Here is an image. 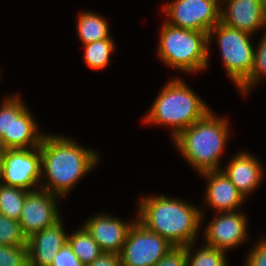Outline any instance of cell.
Here are the masks:
<instances>
[{
  "label": "cell",
  "instance_id": "cell-1",
  "mask_svg": "<svg viewBox=\"0 0 266 266\" xmlns=\"http://www.w3.org/2000/svg\"><path fill=\"white\" fill-rule=\"evenodd\" d=\"M39 148L41 168L48 179L42 181L40 189L58 196L68 193L98 161L95 151L58 135H44Z\"/></svg>",
  "mask_w": 266,
  "mask_h": 266
},
{
  "label": "cell",
  "instance_id": "cell-2",
  "mask_svg": "<svg viewBox=\"0 0 266 266\" xmlns=\"http://www.w3.org/2000/svg\"><path fill=\"white\" fill-rule=\"evenodd\" d=\"M138 213V222L174 247L194 244L203 218V211L193 205L164 195L141 199Z\"/></svg>",
  "mask_w": 266,
  "mask_h": 266
},
{
  "label": "cell",
  "instance_id": "cell-3",
  "mask_svg": "<svg viewBox=\"0 0 266 266\" xmlns=\"http://www.w3.org/2000/svg\"><path fill=\"white\" fill-rule=\"evenodd\" d=\"M227 120L209 111L174 139L184 158L200 173L218 171L220 154L228 139Z\"/></svg>",
  "mask_w": 266,
  "mask_h": 266
},
{
  "label": "cell",
  "instance_id": "cell-4",
  "mask_svg": "<svg viewBox=\"0 0 266 266\" xmlns=\"http://www.w3.org/2000/svg\"><path fill=\"white\" fill-rule=\"evenodd\" d=\"M209 111L210 109L195 92L178 78L168 82L161 90L144 121L172 126L175 138Z\"/></svg>",
  "mask_w": 266,
  "mask_h": 266
},
{
  "label": "cell",
  "instance_id": "cell-5",
  "mask_svg": "<svg viewBox=\"0 0 266 266\" xmlns=\"http://www.w3.org/2000/svg\"><path fill=\"white\" fill-rule=\"evenodd\" d=\"M208 33L172 26L165 22L161 28L159 57L175 69L194 72L208 65Z\"/></svg>",
  "mask_w": 266,
  "mask_h": 266
},
{
  "label": "cell",
  "instance_id": "cell-6",
  "mask_svg": "<svg viewBox=\"0 0 266 266\" xmlns=\"http://www.w3.org/2000/svg\"><path fill=\"white\" fill-rule=\"evenodd\" d=\"M213 34L218 36L228 75L239 87L252 72L255 49L249 40L251 34L228 27L221 22L208 32V41Z\"/></svg>",
  "mask_w": 266,
  "mask_h": 266
},
{
  "label": "cell",
  "instance_id": "cell-7",
  "mask_svg": "<svg viewBox=\"0 0 266 266\" xmlns=\"http://www.w3.org/2000/svg\"><path fill=\"white\" fill-rule=\"evenodd\" d=\"M36 124L19 97L3 101L0 107V137L7 150L39 147L44 135L39 134Z\"/></svg>",
  "mask_w": 266,
  "mask_h": 266
},
{
  "label": "cell",
  "instance_id": "cell-8",
  "mask_svg": "<svg viewBox=\"0 0 266 266\" xmlns=\"http://www.w3.org/2000/svg\"><path fill=\"white\" fill-rule=\"evenodd\" d=\"M173 247L165 238L149 231L136 219L119 256L122 266H153Z\"/></svg>",
  "mask_w": 266,
  "mask_h": 266
},
{
  "label": "cell",
  "instance_id": "cell-9",
  "mask_svg": "<svg viewBox=\"0 0 266 266\" xmlns=\"http://www.w3.org/2000/svg\"><path fill=\"white\" fill-rule=\"evenodd\" d=\"M221 1V0H220ZM219 0H175L163 7L168 24L196 31L209 32L220 22Z\"/></svg>",
  "mask_w": 266,
  "mask_h": 266
},
{
  "label": "cell",
  "instance_id": "cell-10",
  "mask_svg": "<svg viewBox=\"0 0 266 266\" xmlns=\"http://www.w3.org/2000/svg\"><path fill=\"white\" fill-rule=\"evenodd\" d=\"M0 162L5 185L31 192V187L43 179L39 147L8 149Z\"/></svg>",
  "mask_w": 266,
  "mask_h": 266
},
{
  "label": "cell",
  "instance_id": "cell-11",
  "mask_svg": "<svg viewBox=\"0 0 266 266\" xmlns=\"http://www.w3.org/2000/svg\"><path fill=\"white\" fill-rule=\"evenodd\" d=\"M56 197L59 196L43 189H35L26 195L18 222L27 239L60 220Z\"/></svg>",
  "mask_w": 266,
  "mask_h": 266
},
{
  "label": "cell",
  "instance_id": "cell-12",
  "mask_svg": "<svg viewBox=\"0 0 266 266\" xmlns=\"http://www.w3.org/2000/svg\"><path fill=\"white\" fill-rule=\"evenodd\" d=\"M205 229L206 246L220 250L232 249L247 237V219L239 212L221 213Z\"/></svg>",
  "mask_w": 266,
  "mask_h": 266
},
{
  "label": "cell",
  "instance_id": "cell-13",
  "mask_svg": "<svg viewBox=\"0 0 266 266\" xmlns=\"http://www.w3.org/2000/svg\"><path fill=\"white\" fill-rule=\"evenodd\" d=\"M61 219L53 226L36 232L27 239L28 266H50L61 247L68 242Z\"/></svg>",
  "mask_w": 266,
  "mask_h": 266
},
{
  "label": "cell",
  "instance_id": "cell-14",
  "mask_svg": "<svg viewBox=\"0 0 266 266\" xmlns=\"http://www.w3.org/2000/svg\"><path fill=\"white\" fill-rule=\"evenodd\" d=\"M227 5L220 10V22L224 25L249 34L266 26L261 0H228Z\"/></svg>",
  "mask_w": 266,
  "mask_h": 266
},
{
  "label": "cell",
  "instance_id": "cell-15",
  "mask_svg": "<svg viewBox=\"0 0 266 266\" xmlns=\"http://www.w3.org/2000/svg\"><path fill=\"white\" fill-rule=\"evenodd\" d=\"M132 225L133 223H125L113 216L95 215L86 221L84 227L102 252L119 254Z\"/></svg>",
  "mask_w": 266,
  "mask_h": 266
},
{
  "label": "cell",
  "instance_id": "cell-16",
  "mask_svg": "<svg viewBox=\"0 0 266 266\" xmlns=\"http://www.w3.org/2000/svg\"><path fill=\"white\" fill-rule=\"evenodd\" d=\"M209 181L206 190V201L213 209L224 213L234 212L244 201V196L230 181L223 171H208L201 173Z\"/></svg>",
  "mask_w": 266,
  "mask_h": 266
},
{
  "label": "cell",
  "instance_id": "cell-17",
  "mask_svg": "<svg viewBox=\"0 0 266 266\" xmlns=\"http://www.w3.org/2000/svg\"><path fill=\"white\" fill-rule=\"evenodd\" d=\"M225 168L223 172L244 197L258 187L263 176L260 162L246 152L236 154Z\"/></svg>",
  "mask_w": 266,
  "mask_h": 266
},
{
  "label": "cell",
  "instance_id": "cell-18",
  "mask_svg": "<svg viewBox=\"0 0 266 266\" xmlns=\"http://www.w3.org/2000/svg\"><path fill=\"white\" fill-rule=\"evenodd\" d=\"M78 17L77 32L83 45L103 39H112L109 37L106 20L99 14L84 12Z\"/></svg>",
  "mask_w": 266,
  "mask_h": 266
},
{
  "label": "cell",
  "instance_id": "cell-19",
  "mask_svg": "<svg viewBox=\"0 0 266 266\" xmlns=\"http://www.w3.org/2000/svg\"><path fill=\"white\" fill-rule=\"evenodd\" d=\"M68 243L85 266L92 263L103 253L84 226L68 236Z\"/></svg>",
  "mask_w": 266,
  "mask_h": 266
},
{
  "label": "cell",
  "instance_id": "cell-20",
  "mask_svg": "<svg viewBox=\"0 0 266 266\" xmlns=\"http://www.w3.org/2000/svg\"><path fill=\"white\" fill-rule=\"evenodd\" d=\"M28 193L26 190L4 184L0 188V212L8 218L19 220Z\"/></svg>",
  "mask_w": 266,
  "mask_h": 266
},
{
  "label": "cell",
  "instance_id": "cell-21",
  "mask_svg": "<svg viewBox=\"0 0 266 266\" xmlns=\"http://www.w3.org/2000/svg\"><path fill=\"white\" fill-rule=\"evenodd\" d=\"M84 61L92 69H103L109 64L110 54L114 50L112 39H103L84 45Z\"/></svg>",
  "mask_w": 266,
  "mask_h": 266
},
{
  "label": "cell",
  "instance_id": "cell-22",
  "mask_svg": "<svg viewBox=\"0 0 266 266\" xmlns=\"http://www.w3.org/2000/svg\"><path fill=\"white\" fill-rule=\"evenodd\" d=\"M192 245L186 246L187 266H227L226 255L223 250L203 246L195 254H192Z\"/></svg>",
  "mask_w": 266,
  "mask_h": 266
},
{
  "label": "cell",
  "instance_id": "cell-23",
  "mask_svg": "<svg viewBox=\"0 0 266 266\" xmlns=\"http://www.w3.org/2000/svg\"><path fill=\"white\" fill-rule=\"evenodd\" d=\"M27 238L18 220L6 217L0 212V245H26Z\"/></svg>",
  "mask_w": 266,
  "mask_h": 266
},
{
  "label": "cell",
  "instance_id": "cell-24",
  "mask_svg": "<svg viewBox=\"0 0 266 266\" xmlns=\"http://www.w3.org/2000/svg\"><path fill=\"white\" fill-rule=\"evenodd\" d=\"M262 76H266V33L261 39L257 50H255L252 72L238 88L244 94H247L249 89L253 87V84L258 82Z\"/></svg>",
  "mask_w": 266,
  "mask_h": 266
},
{
  "label": "cell",
  "instance_id": "cell-25",
  "mask_svg": "<svg viewBox=\"0 0 266 266\" xmlns=\"http://www.w3.org/2000/svg\"><path fill=\"white\" fill-rule=\"evenodd\" d=\"M0 266H28V245H0Z\"/></svg>",
  "mask_w": 266,
  "mask_h": 266
},
{
  "label": "cell",
  "instance_id": "cell-26",
  "mask_svg": "<svg viewBox=\"0 0 266 266\" xmlns=\"http://www.w3.org/2000/svg\"><path fill=\"white\" fill-rule=\"evenodd\" d=\"M50 266H85L76 254L73 252L71 245L66 242L59 252L53 258Z\"/></svg>",
  "mask_w": 266,
  "mask_h": 266
},
{
  "label": "cell",
  "instance_id": "cell-27",
  "mask_svg": "<svg viewBox=\"0 0 266 266\" xmlns=\"http://www.w3.org/2000/svg\"><path fill=\"white\" fill-rule=\"evenodd\" d=\"M153 266H187L186 247H173Z\"/></svg>",
  "mask_w": 266,
  "mask_h": 266
},
{
  "label": "cell",
  "instance_id": "cell-28",
  "mask_svg": "<svg viewBox=\"0 0 266 266\" xmlns=\"http://www.w3.org/2000/svg\"><path fill=\"white\" fill-rule=\"evenodd\" d=\"M246 266H266V239H262L248 255Z\"/></svg>",
  "mask_w": 266,
  "mask_h": 266
},
{
  "label": "cell",
  "instance_id": "cell-29",
  "mask_svg": "<svg viewBox=\"0 0 266 266\" xmlns=\"http://www.w3.org/2000/svg\"><path fill=\"white\" fill-rule=\"evenodd\" d=\"M87 266H122L119 254L103 252Z\"/></svg>",
  "mask_w": 266,
  "mask_h": 266
},
{
  "label": "cell",
  "instance_id": "cell-30",
  "mask_svg": "<svg viewBox=\"0 0 266 266\" xmlns=\"http://www.w3.org/2000/svg\"><path fill=\"white\" fill-rule=\"evenodd\" d=\"M6 150L7 149L3 144L2 138L0 137V161L2 160V157L4 156Z\"/></svg>",
  "mask_w": 266,
  "mask_h": 266
},
{
  "label": "cell",
  "instance_id": "cell-31",
  "mask_svg": "<svg viewBox=\"0 0 266 266\" xmlns=\"http://www.w3.org/2000/svg\"><path fill=\"white\" fill-rule=\"evenodd\" d=\"M2 180H3V174H2V167H1V162H0V188L4 185Z\"/></svg>",
  "mask_w": 266,
  "mask_h": 266
},
{
  "label": "cell",
  "instance_id": "cell-32",
  "mask_svg": "<svg viewBox=\"0 0 266 266\" xmlns=\"http://www.w3.org/2000/svg\"><path fill=\"white\" fill-rule=\"evenodd\" d=\"M262 6H263V12H264V17L266 20V0H261Z\"/></svg>",
  "mask_w": 266,
  "mask_h": 266
}]
</instances>
